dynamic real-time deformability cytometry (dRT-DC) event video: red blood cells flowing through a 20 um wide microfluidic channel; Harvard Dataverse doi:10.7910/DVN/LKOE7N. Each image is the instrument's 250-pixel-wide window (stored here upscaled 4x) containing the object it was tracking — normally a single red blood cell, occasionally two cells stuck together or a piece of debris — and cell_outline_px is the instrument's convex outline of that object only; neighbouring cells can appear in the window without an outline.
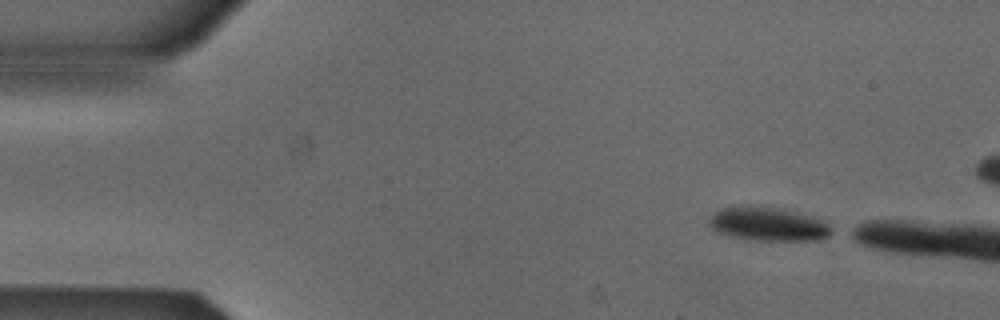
{"species": "Egyptian fruit bat (a non-hibernating species)", "species_latin": "Rousettus aegyptiacus", "temperature_condition": "cold", "stored_images_in_passage": 11, "camera_frame_rate_fps": 3000, "um_per_image_px": 0.085, "animal": {"sex": "male"}, "frame": {"image": 1, "passage_image": 1, "time_ms": 0.0, "image_size_px": [1000, 320], "cell_outline_px": [[836, 232], [820, 240], [748, 240], [732, 236], [720, 232], [712, 228], [708, 224], [708, 216], [720, 208], [740, 204], [760, 204], [796, 212], [828, 220]], "centroid_in_image_um": [65.32, 19.01], "position_along_channel_um": 19.7, "area_um2": 25.03}}